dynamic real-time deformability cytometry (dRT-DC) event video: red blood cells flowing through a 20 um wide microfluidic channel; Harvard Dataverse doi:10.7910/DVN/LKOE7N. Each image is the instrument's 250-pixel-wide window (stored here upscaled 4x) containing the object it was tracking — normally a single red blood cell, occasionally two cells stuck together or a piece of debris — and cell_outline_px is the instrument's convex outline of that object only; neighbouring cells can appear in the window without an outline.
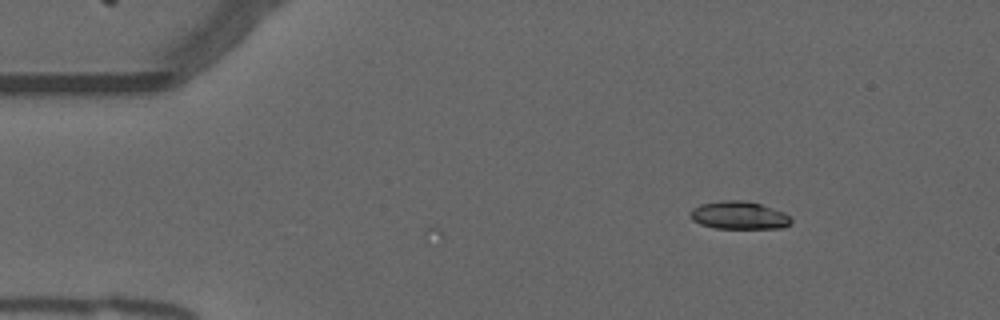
{"species": "common noctule bat (a hibernating species)", "species_latin": "Nyctalus noctula", "temperature_condition": "warm", "stored_images_in_passage": 38, "camera_frame_rate_fps": 3000, "um_per_image_px": 0.085, "animal": {"sex": "male", "forearm_length_mm": 52.5}, "frame": {"image": 1, "passage_image": 1, "time_ms": 0.0, "image_size_px": [1000, 320], "cell_outline_px": [[792, 224], [784, 228], [716, 228], [700, 224], [692, 220], [688, 212], [692, 208], [700, 204], [724, 200], [744, 200], [760, 204], [784, 212], [792, 220]], "centroid_in_image_um": [62.8, 18.3], "position_along_channel_um": 22.2, "area_um2": 16.47}}
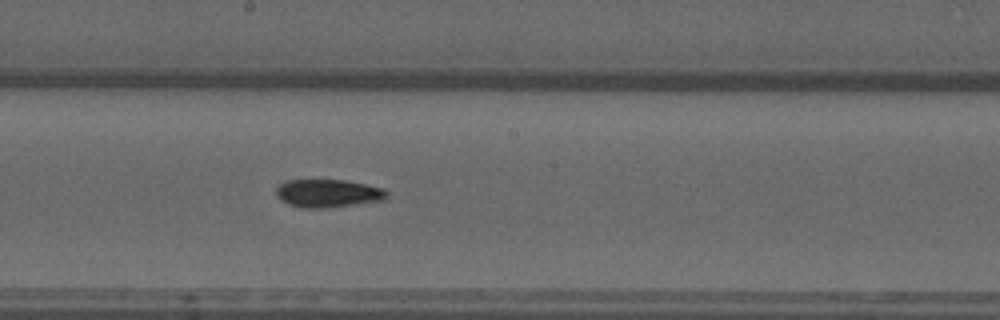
{"frame": {"image": 2, "passage_image": 23, "time_ms": 7.333, "image_size_px": [1000, 320], "cell_outline_px": [[388, 200], [332, 208], [300, 208], [288, 204], [280, 200], [276, 196], [276, 188], [280, 184], [288, 180], [344, 180], [384, 188], [388, 192]], "centroid_in_image_um": [27.92, 16.45], "position_along_channel_um": 220.3, "area_um2": 18.5}}
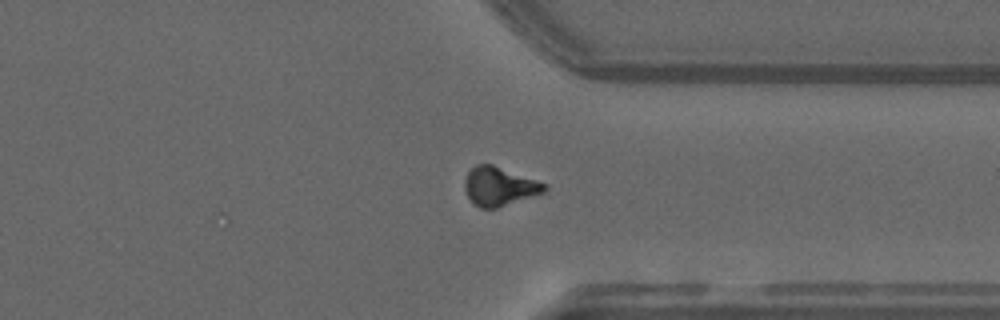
{"frame": {"image": 3, "passage_image": 35, "time_ms": 11.333, "image_size_px": [1000, 320], "cell_outline_px": [[548, 188], [544, 192], [496, 208], [480, 208], [472, 204], [464, 188], [464, 180], [468, 172], [476, 164], [492, 164], [548, 184]], "centroid_in_image_um": [42.43, 15.84], "position_along_channel_um": 369.0, "area_um2": 17.98}, "authors_computed_cell_mechanics": {"area_um2": 17.8313, "velocity_mm_per_s": 3.7593, "shape_relaxation_time_tau1_ms": 6.2753, "shape_relaxation_time_tau2_ms": null, "deformation_change_tau1": 0.2037, "deformation_change_tau2": null}}